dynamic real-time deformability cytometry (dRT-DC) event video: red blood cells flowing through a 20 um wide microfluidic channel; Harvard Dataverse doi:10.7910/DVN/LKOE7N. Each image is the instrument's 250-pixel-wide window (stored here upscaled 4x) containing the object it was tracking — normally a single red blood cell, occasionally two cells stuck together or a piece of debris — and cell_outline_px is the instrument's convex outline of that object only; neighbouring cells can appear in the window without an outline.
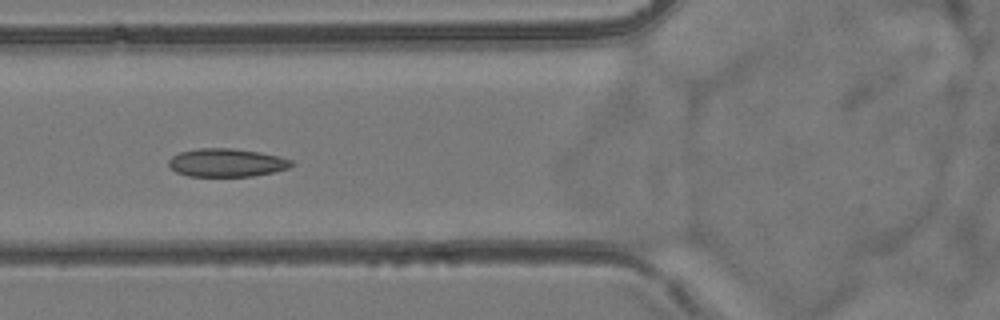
{"species": "common noctule bat (a hibernating species)", "species_latin": "Nyctalus noctula", "temperature_condition": "room temperature", "stored_images_in_passage": 54, "camera_frame_rate_fps": 3000, "um_per_image_px": 0.085, "animal": {"sex": "female", "body_mass_g": 24.6, "forearm_length_mm": 56.2}, "frame": {"image": 1, "passage_image": 21, "time_ms": 6.667, "image_size_px": [1000, 320], "cell_outline_px": [[292, 164], [288, 168], [272, 172], [252, 176], [188, 176], [176, 172], [168, 164], [168, 160], [172, 156], [180, 152], [200, 148], [232, 148], [260, 152], [280, 156], [292, 160]], "centroid_in_image_um": [19.25, 13.82], "position_along_channel_um": 106.6, "area_um2": 20.11}}
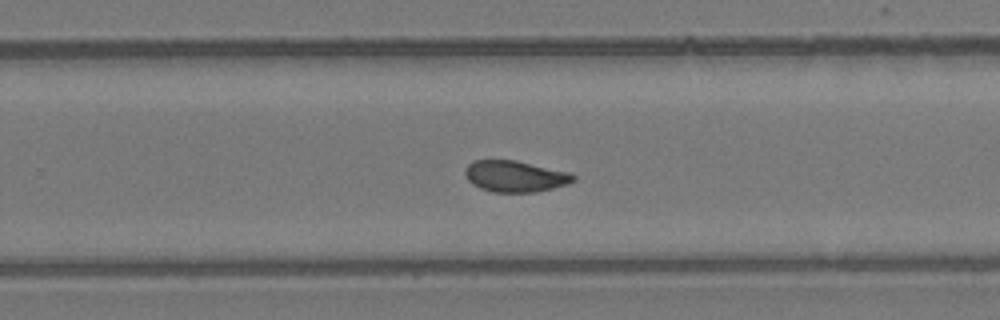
{"frame": {"image": 2, "passage_image": 35, "time_ms": 11.333, "image_size_px": [1000, 320], "cell_outline_px": [[576, 180], [568, 184], [536, 192], [492, 192], [480, 188], [472, 184], [468, 180], [464, 172], [464, 168], [472, 160], [516, 160], [572, 172], [576, 176]], "centroid_in_image_um": [43.8, 14.97], "position_along_channel_um": 286.0, "area_um2": 20.06}}
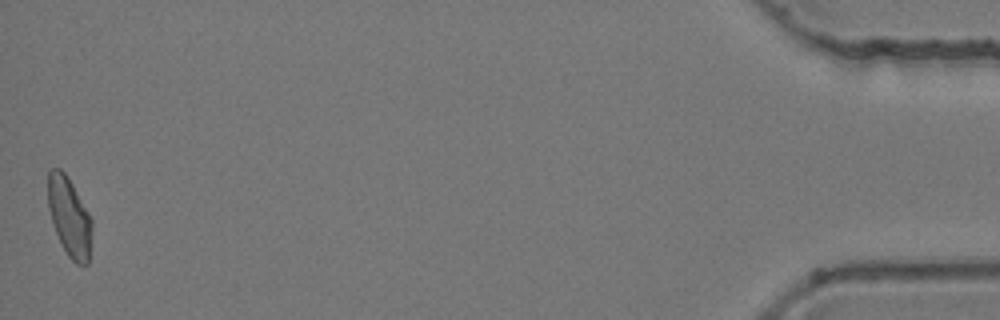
{"frame": {"image": 3, "passage_image": 54, "time_ms": 17.667, "image_size_px": [1000, 320], "cell_outline_px": [[92, 228], [88, 264], [76, 264], [68, 256], [56, 232], [48, 208], [48, 172], [52, 168], [60, 168], [68, 176], [88, 212], [92, 220]], "centroid_in_image_um": [5.9, 18.41], "position_along_channel_um": 429.3, "area_um2": 20.06}, "authors_computed_cell_mechanics": {"area_um2": 20.1722, "velocity_mm_per_s": 3.8495, "shape_relaxation_time_tau1_ms": null, "shape_relaxation_time_tau2_ms": 1.5477, "deformation_change_tau1": null, "deformation_change_tau2": 0.0622}}